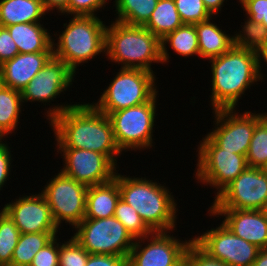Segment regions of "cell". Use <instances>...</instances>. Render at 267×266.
I'll list each match as a JSON object with an SVG mask.
<instances>
[{
    "mask_svg": "<svg viewBox=\"0 0 267 266\" xmlns=\"http://www.w3.org/2000/svg\"><path fill=\"white\" fill-rule=\"evenodd\" d=\"M208 213L213 217L224 215L222 223L236 236L267 249V219L262 210L210 209Z\"/></svg>",
    "mask_w": 267,
    "mask_h": 266,
    "instance_id": "18",
    "label": "cell"
},
{
    "mask_svg": "<svg viewBox=\"0 0 267 266\" xmlns=\"http://www.w3.org/2000/svg\"><path fill=\"white\" fill-rule=\"evenodd\" d=\"M20 233L58 232L50 207L42 193L25 195L4 205Z\"/></svg>",
    "mask_w": 267,
    "mask_h": 266,
    "instance_id": "17",
    "label": "cell"
},
{
    "mask_svg": "<svg viewBox=\"0 0 267 266\" xmlns=\"http://www.w3.org/2000/svg\"><path fill=\"white\" fill-rule=\"evenodd\" d=\"M0 216L5 212V208L3 207L2 210H0Z\"/></svg>",
    "mask_w": 267,
    "mask_h": 266,
    "instance_id": "49",
    "label": "cell"
},
{
    "mask_svg": "<svg viewBox=\"0 0 267 266\" xmlns=\"http://www.w3.org/2000/svg\"><path fill=\"white\" fill-rule=\"evenodd\" d=\"M212 73V110L235 109L241 96L259 81L258 56L235 45L226 53L209 60Z\"/></svg>",
    "mask_w": 267,
    "mask_h": 266,
    "instance_id": "2",
    "label": "cell"
},
{
    "mask_svg": "<svg viewBox=\"0 0 267 266\" xmlns=\"http://www.w3.org/2000/svg\"><path fill=\"white\" fill-rule=\"evenodd\" d=\"M108 0H69L68 14L81 16H97L95 12L104 9Z\"/></svg>",
    "mask_w": 267,
    "mask_h": 266,
    "instance_id": "36",
    "label": "cell"
},
{
    "mask_svg": "<svg viewBox=\"0 0 267 266\" xmlns=\"http://www.w3.org/2000/svg\"><path fill=\"white\" fill-rule=\"evenodd\" d=\"M118 187L121 199L137 211L152 232H170L176 228L177 204L164 184L118 173Z\"/></svg>",
    "mask_w": 267,
    "mask_h": 266,
    "instance_id": "3",
    "label": "cell"
},
{
    "mask_svg": "<svg viewBox=\"0 0 267 266\" xmlns=\"http://www.w3.org/2000/svg\"><path fill=\"white\" fill-rule=\"evenodd\" d=\"M115 21L128 25L144 26L156 8L158 0H115Z\"/></svg>",
    "mask_w": 267,
    "mask_h": 266,
    "instance_id": "28",
    "label": "cell"
},
{
    "mask_svg": "<svg viewBox=\"0 0 267 266\" xmlns=\"http://www.w3.org/2000/svg\"><path fill=\"white\" fill-rule=\"evenodd\" d=\"M4 136L0 133V144L3 142Z\"/></svg>",
    "mask_w": 267,
    "mask_h": 266,
    "instance_id": "48",
    "label": "cell"
},
{
    "mask_svg": "<svg viewBox=\"0 0 267 266\" xmlns=\"http://www.w3.org/2000/svg\"><path fill=\"white\" fill-rule=\"evenodd\" d=\"M57 232L21 233L10 266H30L37 252L49 244Z\"/></svg>",
    "mask_w": 267,
    "mask_h": 266,
    "instance_id": "27",
    "label": "cell"
},
{
    "mask_svg": "<svg viewBox=\"0 0 267 266\" xmlns=\"http://www.w3.org/2000/svg\"><path fill=\"white\" fill-rule=\"evenodd\" d=\"M55 237L34 256L30 266H59V242Z\"/></svg>",
    "mask_w": 267,
    "mask_h": 266,
    "instance_id": "35",
    "label": "cell"
},
{
    "mask_svg": "<svg viewBox=\"0 0 267 266\" xmlns=\"http://www.w3.org/2000/svg\"><path fill=\"white\" fill-rule=\"evenodd\" d=\"M211 19L195 24L200 57L208 60L221 56L235 45L234 36L226 34Z\"/></svg>",
    "mask_w": 267,
    "mask_h": 266,
    "instance_id": "22",
    "label": "cell"
},
{
    "mask_svg": "<svg viewBox=\"0 0 267 266\" xmlns=\"http://www.w3.org/2000/svg\"><path fill=\"white\" fill-rule=\"evenodd\" d=\"M193 241L211 258L228 266H252L260 249L236 236L223 223L211 228Z\"/></svg>",
    "mask_w": 267,
    "mask_h": 266,
    "instance_id": "13",
    "label": "cell"
},
{
    "mask_svg": "<svg viewBox=\"0 0 267 266\" xmlns=\"http://www.w3.org/2000/svg\"><path fill=\"white\" fill-rule=\"evenodd\" d=\"M249 19L267 28V0H239Z\"/></svg>",
    "mask_w": 267,
    "mask_h": 266,
    "instance_id": "37",
    "label": "cell"
},
{
    "mask_svg": "<svg viewBox=\"0 0 267 266\" xmlns=\"http://www.w3.org/2000/svg\"><path fill=\"white\" fill-rule=\"evenodd\" d=\"M87 189L88 186L62 172L46 183L41 193L58 228L62 221L75 228L85 218Z\"/></svg>",
    "mask_w": 267,
    "mask_h": 266,
    "instance_id": "10",
    "label": "cell"
},
{
    "mask_svg": "<svg viewBox=\"0 0 267 266\" xmlns=\"http://www.w3.org/2000/svg\"><path fill=\"white\" fill-rule=\"evenodd\" d=\"M105 56L121 68L155 73L151 64H163L161 40L144 26L113 21L106 28Z\"/></svg>",
    "mask_w": 267,
    "mask_h": 266,
    "instance_id": "4",
    "label": "cell"
},
{
    "mask_svg": "<svg viewBox=\"0 0 267 266\" xmlns=\"http://www.w3.org/2000/svg\"><path fill=\"white\" fill-rule=\"evenodd\" d=\"M184 24H196L213 18L202 0H174Z\"/></svg>",
    "mask_w": 267,
    "mask_h": 266,
    "instance_id": "33",
    "label": "cell"
},
{
    "mask_svg": "<svg viewBox=\"0 0 267 266\" xmlns=\"http://www.w3.org/2000/svg\"><path fill=\"white\" fill-rule=\"evenodd\" d=\"M120 198L118 172H116L112 181L88 187L85 218L103 219L114 216Z\"/></svg>",
    "mask_w": 267,
    "mask_h": 266,
    "instance_id": "20",
    "label": "cell"
},
{
    "mask_svg": "<svg viewBox=\"0 0 267 266\" xmlns=\"http://www.w3.org/2000/svg\"><path fill=\"white\" fill-rule=\"evenodd\" d=\"M206 9L212 16L221 13V7H223L225 0H202ZM214 14V15H213Z\"/></svg>",
    "mask_w": 267,
    "mask_h": 266,
    "instance_id": "43",
    "label": "cell"
},
{
    "mask_svg": "<svg viewBox=\"0 0 267 266\" xmlns=\"http://www.w3.org/2000/svg\"><path fill=\"white\" fill-rule=\"evenodd\" d=\"M47 120L54 131L57 148L91 150L106 155L116 166L118 148L108 116L91 103L55 105Z\"/></svg>",
    "mask_w": 267,
    "mask_h": 266,
    "instance_id": "1",
    "label": "cell"
},
{
    "mask_svg": "<svg viewBox=\"0 0 267 266\" xmlns=\"http://www.w3.org/2000/svg\"><path fill=\"white\" fill-rule=\"evenodd\" d=\"M167 44L171 46L174 52L184 58L193 55L200 56L195 24H183L174 32L167 34L161 39V58L163 64L169 62Z\"/></svg>",
    "mask_w": 267,
    "mask_h": 266,
    "instance_id": "24",
    "label": "cell"
},
{
    "mask_svg": "<svg viewBox=\"0 0 267 266\" xmlns=\"http://www.w3.org/2000/svg\"><path fill=\"white\" fill-rule=\"evenodd\" d=\"M53 57V52L19 53L0 65V83L21 91Z\"/></svg>",
    "mask_w": 267,
    "mask_h": 266,
    "instance_id": "19",
    "label": "cell"
},
{
    "mask_svg": "<svg viewBox=\"0 0 267 266\" xmlns=\"http://www.w3.org/2000/svg\"><path fill=\"white\" fill-rule=\"evenodd\" d=\"M156 94L149 102L111 112L107 116L113 128L120 151H136L153 145V128L156 117Z\"/></svg>",
    "mask_w": 267,
    "mask_h": 266,
    "instance_id": "7",
    "label": "cell"
},
{
    "mask_svg": "<svg viewBox=\"0 0 267 266\" xmlns=\"http://www.w3.org/2000/svg\"><path fill=\"white\" fill-rule=\"evenodd\" d=\"M86 266H127V258L117 255L89 254Z\"/></svg>",
    "mask_w": 267,
    "mask_h": 266,
    "instance_id": "40",
    "label": "cell"
},
{
    "mask_svg": "<svg viewBox=\"0 0 267 266\" xmlns=\"http://www.w3.org/2000/svg\"><path fill=\"white\" fill-rule=\"evenodd\" d=\"M214 199L210 209L262 210L267 203V173L247 167Z\"/></svg>",
    "mask_w": 267,
    "mask_h": 266,
    "instance_id": "11",
    "label": "cell"
},
{
    "mask_svg": "<svg viewBox=\"0 0 267 266\" xmlns=\"http://www.w3.org/2000/svg\"><path fill=\"white\" fill-rule=\"evenodd\" d=\"M252 266H267V249H260Z\"/></svg>",
    "mask_w": 267,
    "mask_h": 266,
    "instance_id": "45",
    "label": "cell"
},
{
    "mask_svg": "<svg viewBox=\"0 0 267 266\" xmlns=\"http://www.w3.org/2000/svg\"><path fill=\"white\" fill-rule=\"evenodd\" d=\"M263 116L267 119V113L266 112L263 113Z\"/></svg>",
    "mask_w": 267,
    "mask_h": 266,
    "instance_id": "51",
    "label": "cell"
},
{
    "mask_svg": "<svg viewBox=\"0 0 267 266\" xmlns=\"http://www.w3.org/2000/svg\"><path fill=\"white\" fill-rule=\"evenodd\" d=\"M177 266H190L189 261L185 258L182 262H180Z\"/></svg>",
    "mask_w": 267,
    "mask_h": 266,
    "instance_id": "46",
    "label": "cell"
},
{
    "mask_svg": "<svg viewBox=\"0 0 267 266\" xmlns=\"http://www.w3.org/2000/svg\"><path fill=\"white\" fill-rule=\"evenodd\" d=\"M42 4L47 14L50 11L57 10L62 15H68L69 0H42Z\"/></svg>",
    "mask_w": 267,
    "mask_h": 266,
    "instance_id": "42",
    "label": "cell"
},
{
    "mask_svg": "<svg viewBox=\"0 0 267 266\" xmlns=\"http://www.w3.org/2000/svg\"><path fill=\"white\" fill-rule=\"evenodd\" d=\"M63 26L65 30L57 43L52 40L53 56L75 73L79 64L87 63L101 52L105 54L107 26L99 17L73 15Z\"/></svg>",
    "mask_w": 267,
    "mask_h": 266,
    "instance_id": "5",
    "label": "cell"
},
{
    "mask_svg": "<svg viewBox=\"0 0 267 266\" xmlns=\"http://www.w3.org/2000/svg\"><path fill=\"white\" fill-rule=\"evenodd\" d=\"M10 149L11 148L4 142L0 144V190L4 187V183L7 182L12 168L11 162L13 159Z\"/></svg>",
    "mask_w": 267,
    "mask_h": 266,
    "instance_id": "41",
    "label": "cell"
},
{
    "mask_svg": "<svg viewBox=\"0 0 267 266\" xmlns=\"http://www.w3.org/2000/svg\"><path fill=\"white\" fill-rule=\"evenodd\" d=\"M262 211L264 212L266 219H267V203L265 204L264 208L262 209Z\"/></svg>",
    "mask_w": 267,
    "mask_h": 266,
    "instance_id": "47",
    "label": "cell"
},
{
    "mask_svg": "<svg viewBox=\"0 0 267 266\" xmlns=\"http://www.w3.org/2000/svg\"><path fill=\"white\" fill-rule=\"evenodd\" d=\"M119 70L100 95L99 101L91 103L98 111L106 115L149 102L158 94L154 73L131 68Z\"/></svg>",
    "mask_w": 267,
    "mask_h": 266,
    "instance_id": "6",
    "label": "cell"
},
{
    "mask_svg": "<svg viewBox=\"0 0 267 266\" xmlns=\"http://www.w3.org/2000/svg\"><path fill=\"white\" fill-rule=\"evenodd\" d=\"M65 163L60 171L86 186L100 185L115 178L117 167L106 155L91 150L57 148Z\"/></svg>",
    "mask_w": 267,
    "mask_h": 266,
    "instance_id": "15",
    "label": "cell"
},
{
    "mask_svg": "<svg viewBox=\"0 0 267 266\" xmlns=\"http://www.w3.org/2000/svg\"><path fill=\"white\" fill-rule=\"evenodd\" d=\"M185 258L190 266H228L223 262L211 258L194 241L189 245Z\"/></svg>",
    "mask_w": 267,
    "mask_h": 266,
    "instance_id": "38",
    "label": "cell"
},
{
    "mask_svg": "<svg viewBox=\"0 0 267 266\" xmlns=\"http://www.w3.org/2000/svg\"><path fill=\"white\" fill-rule=\"evenodd\" d=\"M241 27L242 31L233 35L236 47L258 53L267 46V28L262 23H256L247 17Z\"/></svg>",
    "mask_w": 267,
    "mask_h": 266,
    "instance_id": "29",
    "label": "cell"
},
{
    "mask_svg": "<svg viewBox=\"0 0 267 266\" xmlns=\"http://www.w3.org/2000/svg\"><path fill=\"white\" fill-rule=\"evenodd\" d=\"M20 230L10 216H0V266H10L14 249L20 237Z\"/></svg>",
    "mask_w": 267,
    "mask_h": 266,
    "instance_id": "31",
    "label": "cell"
},
{
    "mask_svg": "<svg viewBox=\"0 0 267 266\" xmlns=\"http://www.w3.org/2000/svg\"><path fill=\"white\" fill-rule=\"evenodd\" d=\"M183 24L174 0H158L156 8L144 27L161 40Z\"/></svg>",
    "mask_w": 267,
    "mask_h": 266,
    "instance_id": "25",
    "label": "cell"
},
{
    "mask_svg": "<svg viewBox=\"0 0 267 266\" xmlns=\"http://www.w3.org/2000/svg\"><path fill=\"white\" fill-rule=\"evenodd\" d=\"M170 232H152L143 238L135 239L127 259V266H177L185 259L192 240L181 241ZM148 242L144 243L145 240ZM144 247L142 246L143 244Z\"/></svg>",
    "mask_w": 267,
    "mask_h": 266,
    "instance_id": "14",
    "label": "cell"
},
{
    "mask_svg": "<svg viewBox=\"0 0 267 266\" xmlns=\"http://www.w3.org/2000/svg\"><path fill=\"white\" fill-rule=\"evenodd\" d=\"M199 144L195 177L198 183L217 188L218 195L248 167L246 156L225 151L207 135Z\"/></svg>",
    "mask_w": 267,
    "mask_h": 266,
    "instance_id": "9",
    "label": "cell"
},
{
    "mask_svg": "<svg viewBox=\"0 0 267 266\" xmlns=\"http://www.w3.org/2000/svg\"><path fill=\"white\" fill-rule=\"evenodd\" d=\"M114 217L125 226L134 239L143 238L152 233L137 211L121 198L116 205Z\"/></svg>",
    "mask_w": 267,
    "mask_h": 266,
    "instance_id": "32",
    "label": "cell"
},
{
    "mask_svg": "<svg viewBox=\"0 0 267 266\" xmlns=\"http://www.w3.org/2000/svg\"><path fill=\"white\" fill-rule=\"evenodd\" d=\"M216 125L207 136L220 148L235 154L247 155L256 122L262 113L245 111L238 114L235 109L212 111ZM216 122V123H215Z\"/></svg>",
    "mask_w": 267,
    "mask_h": 266,
    "instance_id": "12",
    "label": "cell"
},
{
    "mask_svg": "<svg viewBox=\"0 0 267 266\" xmlns=\"http://www.w3.org/2000/svg\"><path fill=\"white\" fill-rule=\"evenodd\" d=\"M59 242V266H86L89 253L72 236L64 243Z\"/></svg>",
    "mask_w": 267,
    "mask_h": 266,
    "instance_id": "34",
    "label": "cell"
},
{
    "mask_svg": "<svg viewBox=\"0 0 267 266\" xmlns=\"http://www.w3.org/2000/svg\"><path fill=\"white\" fill-rule=\"evenodd\" d=\"M46 13L42 0H1L0 26L40 22Z\"/></svg>",
    "mask_w": 267,
    "mask_h": 266,
    "instance_id": "23",
    "label": "cell"
},
{
    "mask_svg": "<svg viewBox=\"0 0 267 266\" xmlns=\"http://www.w3.org/2000/svg\"><path fill=\"white\" fill-rule=\"evenodd\" d=\"M19 54L18 48L6 27L0 26V65Z\"/></svg>",
    "mask_w": 267,
    "mask_h": 266,
    "instance_id": "39",
    "label": "cell"
},
{
    "mask_svg": "<svg viewBox=\"0 0 267 266\" xmlns=\"http://www.w3.org/2000/svg\"><path fill=\"white\" fill-rule=\"evenodd\" d=\"M22 105L21 91L0 84V133L4 137L17 129Z\"/></svg>",
    "mask_w": 267,
    "mask_h": 266,
    "instance_id": "26",
    "label": "cell"
},
{
    "mask_svg": "<svg viewBox=\"0 0 267 266\" xmlns=\"http://www.w3.org/2000/svg\"><path fill=\"white\" fill-rule=\"evenodd\" d=\"M73 237L89 254L123 256L128 259L135 239L114 216L103 219L84 218Z\"/></svg>",
    "mask_w": 267,
    "mask_h": 266,
    "instance_id": "8",
    "label": "cell"
},
{
    "mask_svg": "<svg viewBox=\"0 0 267 266\" xmlns=\"http://www.w3.org/2000/svg\"><path fill=\"white\" fill-rule=\"evenodd\" d=\"M75 74L62 60L53 56L21 90L22 102L38 101L46 105L47 102L54 101V98L73 84Z\"/></svg>",
    "mask_w": 267,
    "mask_h": 266,
    "instance_id": "16",
    "label": "cell"
},
{
    "mask_svg": "<svg viewBox=\"0 0 267 266\" xmlns=\"http://www.w3.org/2000/svg\"><path fill=\"white\" fill-rule=\"evenodd\" d=\"M40 22L7 26L19 53L53 52L50 32Z\"/></svg>",
    "mask_w": 267,
    "mask_h": 266,
    "instance_id": "21",
    "label": "cell"
},
{
    "mask_svg": "<svg viewBox=\"0 0 267 266\" xmlns=\"http://www.w3.org/2000/svg\"><path fill=\"white\" fill-rule=\"evenodd\" d=\"M263 170L267 173V164L263 167Z\"/></svg>",
    "mask_w": 267,
    "mask_h": 266,
    "instance_id": "50",
    "label": "cell"
},
{
    "mask_svg": "<svg viewBox=\"0 0 267 266\" xmlns=\"http://www.w3.org/2000/svg\"><path fill=\"white\" fill-rule=\"evenodd\" d=\"M246 161L248 167L263 168L267 164V119L264 116L256 122Z\"/></svg>",
    "mask_w": 267,
    "mask_h": 266,
    "instance_id": "30",
    "label": "cell"
},
{
    "mask_svg": "<svg viewBox=\"0 0 267 266\" xmlns=\"http://www.w3.org/2000/svg\"><path fill=\"white\" fill-rule=\"evenodd\" d=\"M258 72H259V81L263 80L264 74H262L261 63L262 60L267 64V46L261 49L258 53ZM262 58V59H261ZM263 75V76H262Z\"/></svg>",
    "mask_w": 267,
    "mask_h": 266,
    "instance_id": "44",
    "label": "cell"
}]
</instances>
